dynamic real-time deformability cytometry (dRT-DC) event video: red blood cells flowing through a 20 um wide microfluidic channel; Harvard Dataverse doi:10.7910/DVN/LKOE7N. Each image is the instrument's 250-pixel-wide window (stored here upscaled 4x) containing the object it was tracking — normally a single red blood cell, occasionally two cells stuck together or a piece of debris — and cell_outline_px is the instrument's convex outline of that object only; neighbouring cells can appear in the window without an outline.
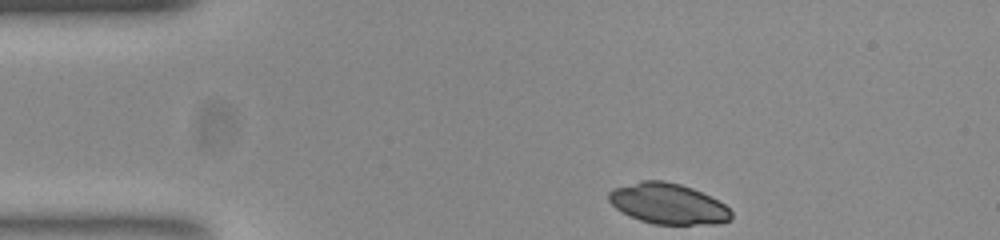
{"species": "common noctule bat (a hibernating species)", "species_latin": "Nyctalus noctula", "temperature_condition": "room temperature", "stored_images_in_passage": 36, "camera_frame_rate_fps": 3000, "um_per_image_px": 0.085, "animal": {"sex": "female", "body_mass_g": 23.0, "forearm_length_mm": 53.4}, "frame": {"image": 1, "passage_image": 1, "time_ms": 0.0, "image_size_px": [1000, 240], "cell_outline_px": [[732, 216], [728, 220], [716, 224], [652, 224], [640, 220], [616, 208], [608, 200], [608, 192], [616, 188], [640, 180], [664, 180], [680, 184], [692, 188], [724, 204], [732, 212]], "centroid_in_image_um": [56.77, 17.31], "position_along_channel_um": 28.2, "area_um2": 28.67}}
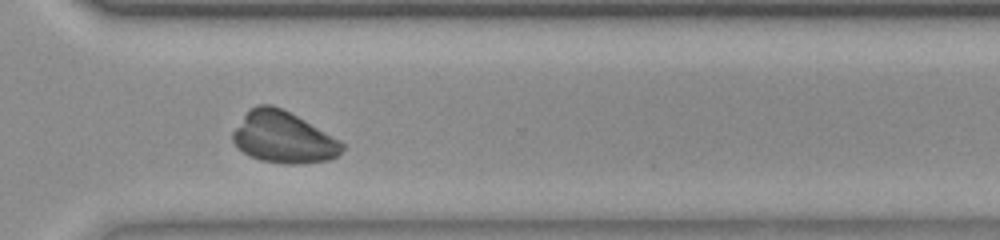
{"frame": {"image": 2, "passage_image": 31, "time_ms": 10.0, "image_size_px": [1000, 240], "cell_outline_px": [[344, 148], [336, 156], [328, 160], [300, 164], [284, 164], [260, 160], [244, 152], [232, 140], [232, 132], [248, 108], [256, 104], [272, 104], [304, 120], [340, 140], [344, 144]], "centroid_in_image_um": [24.06, 11.67], "position_along_channel_um": 346.5, "area_um2": 32.6}}
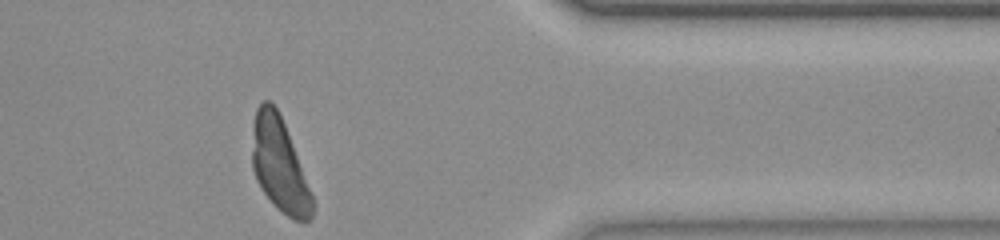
{"frame": {"image": 3, "passage_image": 36, "time_ms": 11.667, "image_size_px": [1000, 240], "cell_outline_px": [[316, 208], [312, 216], [304, 224], [292, 220], [276, 208], [264, 192], [256, 180], [252, 168], [252, 124], [256, 108], [264, 100], [268, 100], [276, 108], [284, 124], [312, 196]], "centroid_in_image_um": [23.73, 14.08], "position_along_channel_um": 387.7, "area_um2": 32.77}}